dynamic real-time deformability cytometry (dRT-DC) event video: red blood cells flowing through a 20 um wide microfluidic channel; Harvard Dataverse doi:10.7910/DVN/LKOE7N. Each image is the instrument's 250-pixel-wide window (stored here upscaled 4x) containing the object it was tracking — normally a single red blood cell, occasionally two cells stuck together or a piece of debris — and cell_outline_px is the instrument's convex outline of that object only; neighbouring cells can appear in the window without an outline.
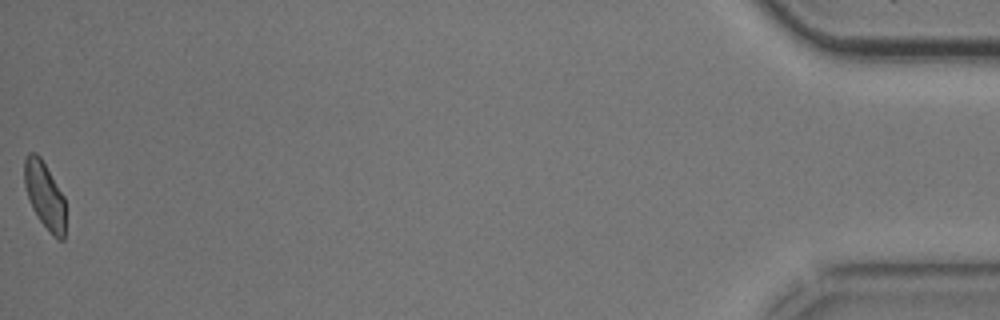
{"species": "common noctule bat (a hibernating species)", "species_latin": "Nyctalus noctula", "temperature_condition": "cold", "stored_images_in_passage": 39, "camera_frame_rate_fps": 3000, "um_per_image_px": 0.085, "animal": {"sex": "male", "body_mass_g": 20.5, "forearm_length_mm": 52.5}, "frame": {"image": 1, "passage_image": 39, "time_ms": 12.667, "image_size_px": [1000, 320], "cell_outline_px": [[64, 240], [56, 240], [40, 220], [32, 208], [24, 184], [24, 160], [28, 152], [36, 152], [40, 156], [64, 196]], "centroid_in_image_um": [3.78, 16.58], "position_along_channel_um": 431.4, "area_um2": 15.9}, "authors_computed_cell_mechanics": {"area_um2": 17.2822, "velocity_mm_per_s": 3.7722, "shape_relaxation_time_tau1_ms": 2.4207, "shape_relaxation_time_tau2_ms": 1.817, "deformation_change_tau1": 0.1, "deformation_change_tau2": 0.0595}}